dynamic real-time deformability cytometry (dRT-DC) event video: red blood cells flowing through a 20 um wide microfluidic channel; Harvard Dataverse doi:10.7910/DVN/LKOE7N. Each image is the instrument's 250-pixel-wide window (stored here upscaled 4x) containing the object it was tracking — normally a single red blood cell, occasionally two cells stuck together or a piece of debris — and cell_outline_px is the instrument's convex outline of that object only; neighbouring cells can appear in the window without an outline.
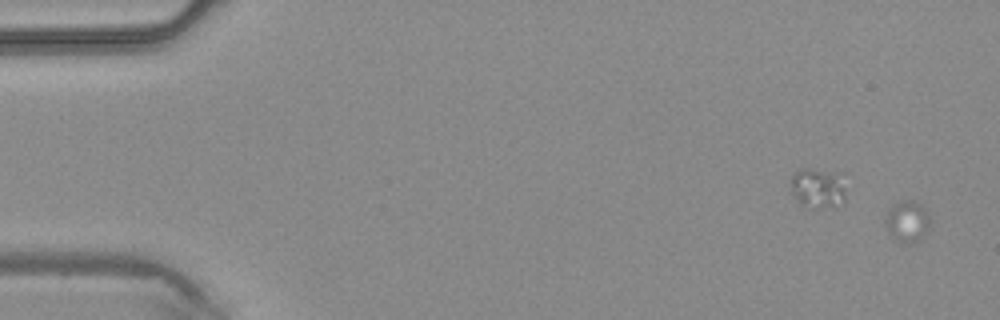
{"species": "common noctule bat (a hibernating species)", "species_latin": "Nyctalus noctula", "temperature_condition": "warm", "stored_images_in_passage": 5, "camera_frame_rate_fps": 3000, "um_per_image_px": 0.085, "animal": {"sex": "male", "body_mass_g": 20.4}, "frame": {"image": 1, "passage_image": 1, "time_ms": 0.0, "image_size_px": [1000, 320], "cell_outline_px": [[932, 220], [924, 236], [908, 244], [900, 244], [888, 232], [884, 224], [884, 220], [888, 212], [900, 200], [912, 200], [920, 204], [924, 208]], "centroid_in_image_um": [77.12, 18.84], "position_along_channel_um": 7.9, "area_um2": 10.81}}